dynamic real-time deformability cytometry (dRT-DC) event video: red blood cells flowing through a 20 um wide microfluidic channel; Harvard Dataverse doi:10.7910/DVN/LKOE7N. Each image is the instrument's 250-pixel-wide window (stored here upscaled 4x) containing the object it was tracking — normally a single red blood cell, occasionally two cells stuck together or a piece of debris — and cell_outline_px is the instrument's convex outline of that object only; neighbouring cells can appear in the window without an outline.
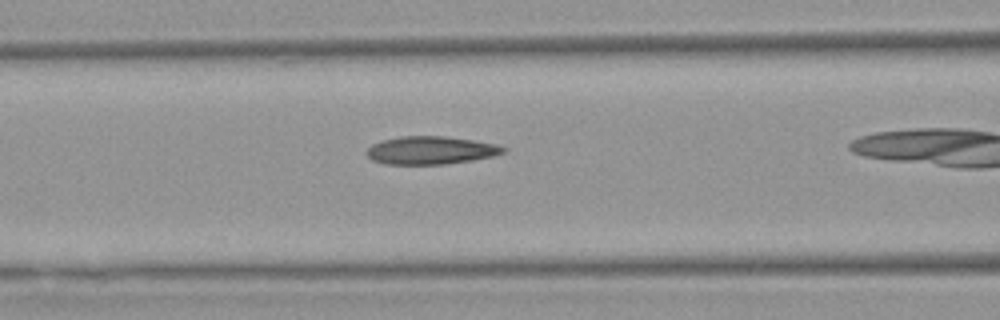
{"species": "Egyptian fruit bat (a non-hibernating species)", "species_latin": "Rousettus aegyptiacus", "temperature_condition": "warm", "stored_images_in_passage": 9, "camera_frame_rate_fps": 3000, "um_per_image_px": 0.085, "animal": {"sex": "female"}, "frame": {"image": 1, "passage_image": 8, "time_ms": 9.667, "image_size_px": [1000, 320], "cell_outline_px": [[508, 148], [504, 152], [492, 156], [472, 160], [444, 164], [384, 164], [372, 160], [364, 152], [372, 144], [380, 140], [400, 136], [444, 136], [472, 140], [496, 144]], "centroid_in_image_um": [36.57, 12.77], "position_along_channel_um": 130.0, "area_um2": 22.31}}